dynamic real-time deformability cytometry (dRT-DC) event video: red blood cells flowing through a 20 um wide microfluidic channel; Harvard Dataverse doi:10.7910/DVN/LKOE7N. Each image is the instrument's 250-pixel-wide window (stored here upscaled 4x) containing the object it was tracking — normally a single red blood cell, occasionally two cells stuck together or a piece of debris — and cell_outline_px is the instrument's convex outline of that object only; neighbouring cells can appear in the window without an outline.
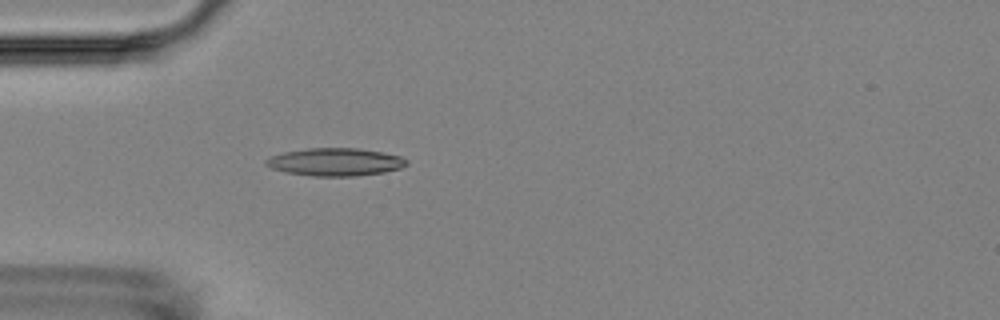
{"species": "Egyptian fruit bat (a non-hibernating species)", "species_latin": "Rousettus aegyptiacus", "temperature_condition": "room temperature", "stored_images_in_passage": 5, "camera_frame_rate_fps": 3000, "um_per_image_px": 0.085, "animal": {"sex": "female"}, "frame": {"image": 1, "passage_image": 5, "time_ms": 4.667, "image_size_px": [1000, 320], "cell_outline_px": [[408, 164], [400, 168], [384, 172], [356, 176], [312, 176], [284, 172], [272, 168], [264, 164], [264, 160], [272, 156], [284, 152], [308, 148], [360, 148], [400, 156], [408, 160]], "centroid_in_image_um": [28.48, 13.77], "position_along_channel_um": 56.5, "area_um2": 22.77}}